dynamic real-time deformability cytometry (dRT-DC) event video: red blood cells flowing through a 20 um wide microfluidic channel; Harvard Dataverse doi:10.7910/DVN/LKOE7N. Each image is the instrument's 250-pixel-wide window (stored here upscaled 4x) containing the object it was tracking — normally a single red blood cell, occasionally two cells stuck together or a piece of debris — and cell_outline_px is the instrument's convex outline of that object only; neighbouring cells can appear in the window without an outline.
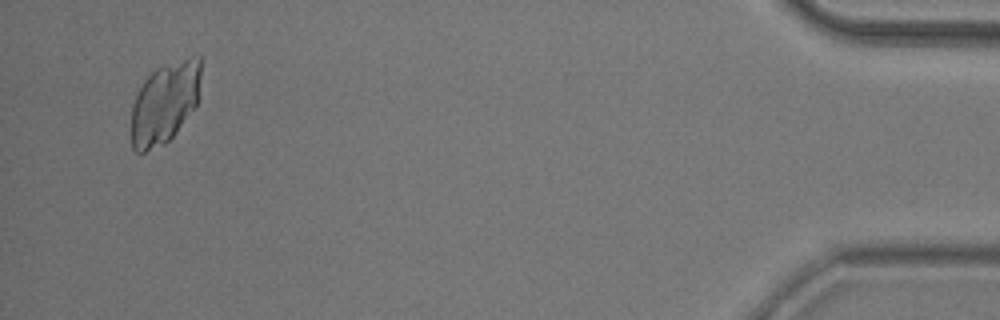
{"species": "common noctule bat (a hibernating species)", "species_latin": "Nyctalus noctula", "temperature_condition": "room temperature", "stored_images_in_passage": 51, "camera_frame_rate_fps": 3000, "um_per_image_px": 0.085, "animal": {"sex": "male", "body_mass_g": 20.5, "forearm_length_mm": 52.5}, "frame": {"image": 1, "passage_image": 49, "time_ms": 16.0, "image_size_px": [1000, 320], "cell_outline_px": [[200, 76], [196, 104], [172, 136], [164, 144], [144, 152], [136, 152], [132, 148], [132, 104], [144, 80], [156, 68], [188, 56], [200, 56]], "centroid_in_image_um": [13.98, 8.72], "position_along_channel_um": 421.2, "area_um2": 32.43}}